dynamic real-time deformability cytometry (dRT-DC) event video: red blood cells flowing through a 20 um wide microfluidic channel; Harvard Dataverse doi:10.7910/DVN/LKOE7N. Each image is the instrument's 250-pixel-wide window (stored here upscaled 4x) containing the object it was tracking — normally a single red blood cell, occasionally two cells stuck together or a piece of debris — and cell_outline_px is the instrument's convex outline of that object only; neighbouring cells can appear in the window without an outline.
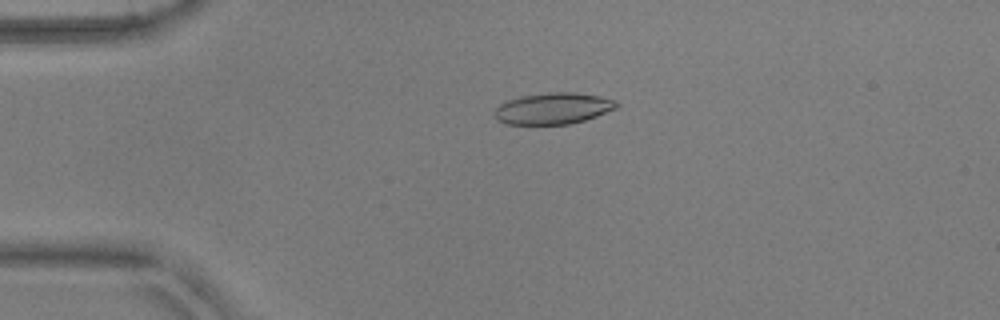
{"species": "common noctule bat (a hibernating species)", "species_latin": "Nyctalus noctula", "temperature_condition": "warm", "stored_images_in_passage": 52, "camera_frame_rate_fps": 3000, "um_per_image_px": 0.085, "animal": {"sex": "male", "body_mass_g": 17.9, "forearm_length_mm": 54.2}, "frame": {"image": 1, "passage_image": 12, "time_ms": 3.667, "image_size_px": [1000, 320], "cell_outline_px": [[620, 104], [616, 108], [596, 116], [584, 120], [568, 124], [504, 124], [496, 120], [496, 108], [500, 104], [508, 100], [520, 96], [548, 92], [576, 92], [600, 96], [616, 100]], "centroid_in_image_um": [47.03, 9.21], "position_along_channel_um": 38.0, "area_um2": 22.31}}
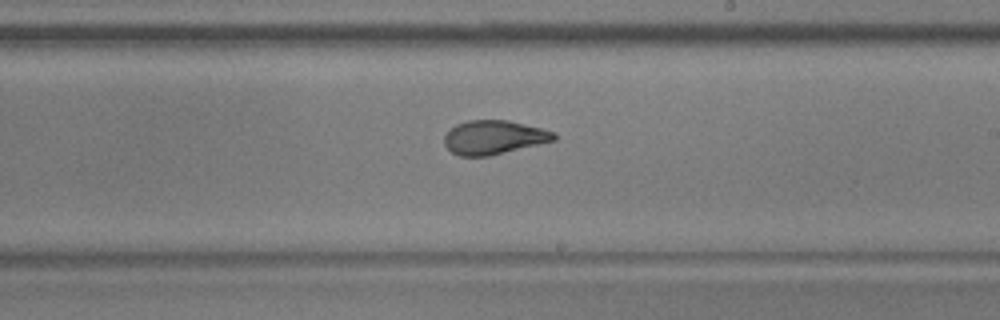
{"frame": {"image": 2, "passage_image": 31, "time_ms": 10.0, "image_size_px": [1000, 320], "cell_outline_px": [[556, 140], [488, 156], [460, 156], [452, 152], [444, 144], [444, 136], [456, 124], [468, 120], [508, 120], [556, 132]], "centroid_in_image_um": [41.97, 11.67], "position_along_channel_um": 247.0, "area_um2": 21.5}}
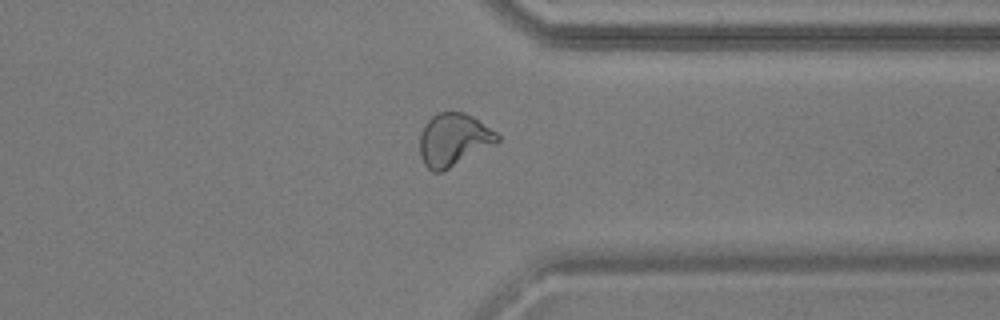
{"frame": {"image": 3, "passage_image": 41, "time_ms": 13.333, "image_size_px": [1000, 320], "cell_outline_px": [[500, 140], [496, 144], [444, 172], [432, 172], [424, 164], [420, 156], [420, 132], [424, 124], [432, 116], [440, 112], [464, 112], [472, 116], [496, 132], [500, 136]], "centroid_in_image_um": [38.55, 11.9], "position_along_channel_um": 372.8, "area_um2": 24.1}, "authors_computed_cell_mechanics": {"area_um2": 22.8888, "velocity_mm_per_s": 3.8301, "shape_relaxation_time_tau1_ms": 10.2675, "shape_relaxation_time_tau2_ms": 1.0402, "deformation_change_tau1": 0.3013, "deformation_change_tau2": 0.0725}}